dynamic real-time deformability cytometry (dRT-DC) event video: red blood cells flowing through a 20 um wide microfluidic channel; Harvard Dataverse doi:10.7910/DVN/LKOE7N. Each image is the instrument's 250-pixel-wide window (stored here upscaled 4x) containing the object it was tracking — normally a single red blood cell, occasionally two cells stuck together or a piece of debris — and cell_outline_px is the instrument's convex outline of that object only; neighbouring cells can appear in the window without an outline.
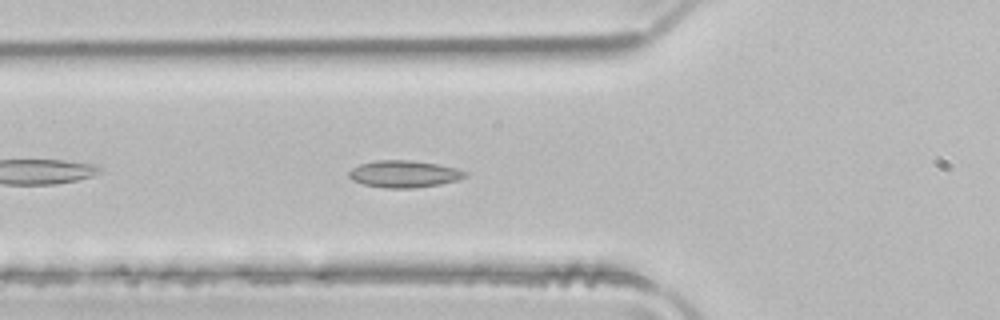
{"species": "common noctule bat (a hibernating species)", "species_latin": "Nyctalus noctula", "temperature_condition": "room temperature", "stored_images_in_passage": 39, "camera_frame_rate_fps": 3000, "um_per_image_px": 0.085, "animal": {"sex": "male", "body_mass_g": 21.5, "forearm_length_mm": 52.0}, "frame": {"image": 1, "passage_image": 6, "time_ms": 1.667, "image_size_px": [1000, 320], "cell_outline_px": [[468, 176], [456, 180], [440, 184], [412, 188], [384, 188], [364, 184], [352, 180], [348, 176], [348, 172], [352, 168], [360, 164], [376, 160], [412, 160], [436, 164], [456, 168], [468, 172]], "centroid_in_image_um": [34.34, 14.78], "position_along_channel_um": 91.5, "area_um2": 18.26}}
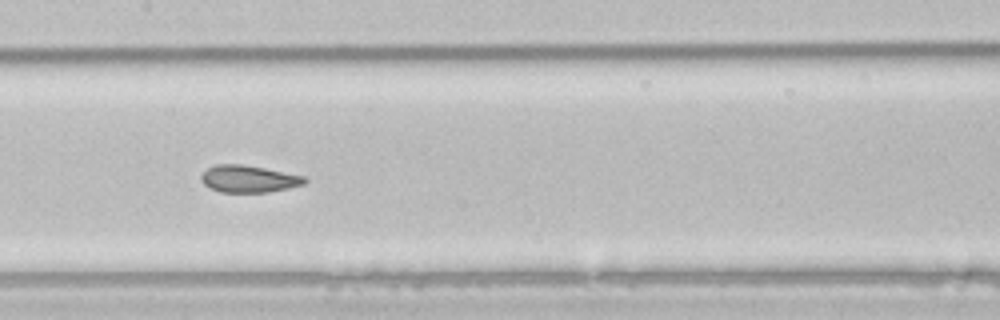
{"frame": {"image": 2, "passage_image": 13, "time_ms": 4.0, "image_size_px": [1000, 320], "cell_outline_px": [[308, 180], [304, 184], [288, 188], [268, 192], [220, 192], [204, 184], [200, 180], [200, 176], [208, 168], [216, 164], [244, 164], [308, 176]], "centroid_in_image_um": [21.18, 15.19], "position_along_channel_um": 186.2, "area_um2": 16.47}}
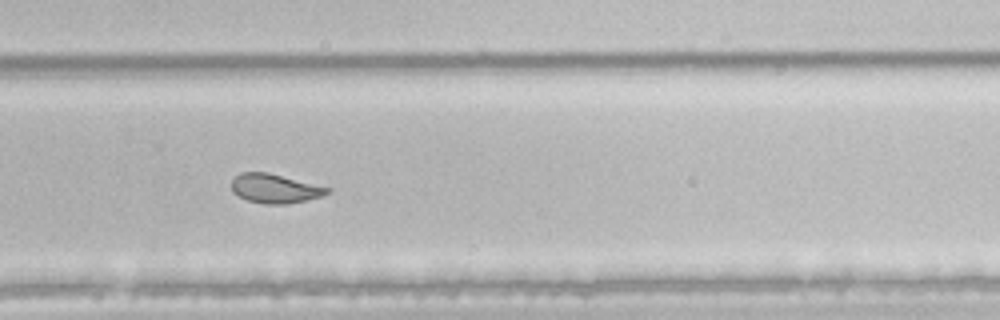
{"frame": {"image": 3, "passage_image": 22, "time_ms": 7.0, "image_size_px": [1000, 320], "cell_outline_px": [[332, 188], [328, 192], [320, 196], [308, 200], [288, 204], [264, 204], [248, 200], [232, 192], [232, 180], [240, 172], [268, 172]], "centroid_in_image_um": [23.37, 16.02], "position_along_channel_um": 306.4, "area_um2": 16.24}, "authors_computed_cell_mechanics": {"area_um2": 16.9354, "velocity_mm_per_s": 4.0384, "shape_relaxation_time_tau1_ms": 9.518, "shape_relaxation_time_tau2_ms": 1.278, "deformation_change_tau1": 0.1888, "deformation_change_tau2": 0.0643}}